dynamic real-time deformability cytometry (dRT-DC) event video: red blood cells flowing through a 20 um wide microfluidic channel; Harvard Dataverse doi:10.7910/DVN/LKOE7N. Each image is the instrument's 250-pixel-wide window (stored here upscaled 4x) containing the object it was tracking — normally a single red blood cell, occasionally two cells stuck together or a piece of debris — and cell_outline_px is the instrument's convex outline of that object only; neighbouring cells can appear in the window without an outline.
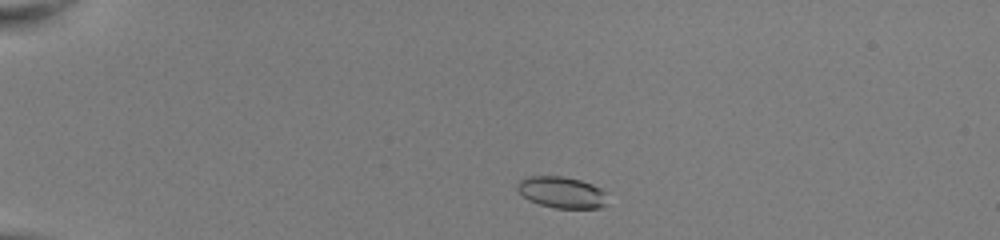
{"species": "common noctule bat (a hibernating species)", "species_latin": "Nyctalus noctula", "temperature_condition": "room temperature", "stored_images_in_passage": 42, "camera_frame_rate_fps": 3000, "um_per_image_px": 0.085, "animal": {"sex": "female", "body_mass_g": 22.0, "forearm_length_mm": 56.7}, "frame": {"image": 1, "passage_image": 3, "time_ms": 0.667, "image_size_px": [1000, 240], "cell_outline_px": [[608, 204], [600, 208], [556, 208], [540, 204], [528, 200], [516, 188], [516, 184], [524, 176], [564, 176], [580, 180], [592, 184], [608, 192]], "centroid_in_image_um": [47.79, 16.34], "position_along_channel_um": 37.2, "area_um2": 16.82}}
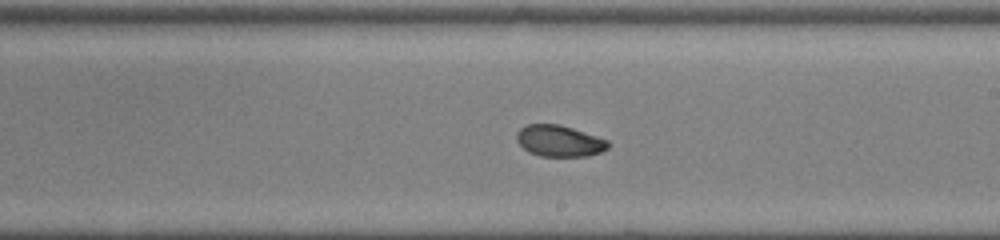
{"frame": {"image": 2, "passage_image": 23, "time_ms": 7.333, "image_size_px": [1000, 240], "cell_outline_px": [[612, 144], [608, 148], [600, 152], [588, 156], [540, 156], [528, 152], [516, 140], [516, 132], [520, 128], [528, 124], [560, 124], [608, 140]], "centroid_in_image_um": [47.54, 11.98], "position_along_channel_um": 241.5, "area_um2": 16.76}}
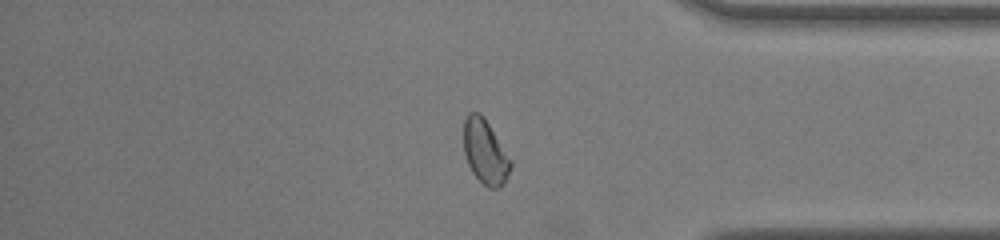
{"frame": {"image": 3, "passage_image": 35, "time_ms": 11.333, "image_size_px": [1000, 240], "cell_outline_px": [[512, 164], [504, 184], [500, 188], [488, 188], [472, 172], [468, 164], [464, 152], [464, 120], [468, 112], [480, 112], [484, 116], [512, 160]], "centroid_in_image_um": [41.25, 12.89], "position_along_channel_um": 394.0, "area_um2": 17.69}, "authors_computed_cell_mechanics": {"area_um2": 17.0221, "velocity_mm_per_s": 4.0569, "shape_relaxation_time_tau1_ms": 5.1828, "shape_relaxation_time_tau2_ms": 2.5126, "deformation_change_tau1": 0.1457, "deformation_change_tau2": 0.049}}